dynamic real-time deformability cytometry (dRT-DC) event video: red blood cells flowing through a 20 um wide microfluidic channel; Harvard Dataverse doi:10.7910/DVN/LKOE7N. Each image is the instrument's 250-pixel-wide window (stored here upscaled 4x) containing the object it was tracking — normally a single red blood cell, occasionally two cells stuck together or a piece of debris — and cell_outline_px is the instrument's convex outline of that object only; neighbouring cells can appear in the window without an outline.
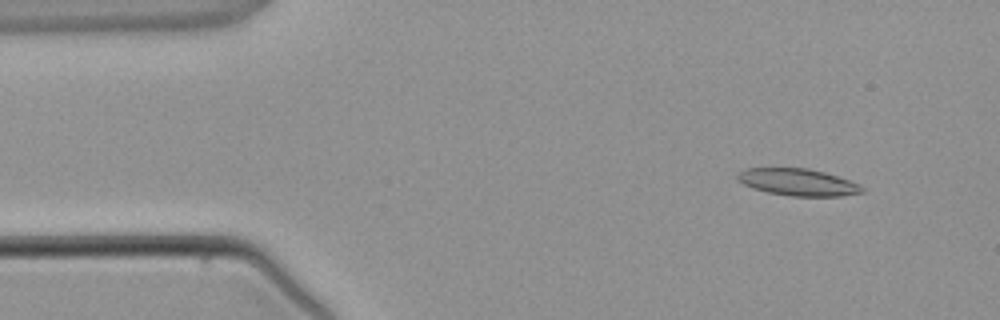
{"species": "common noctule bat (a hibernating species)", "species_latin": "Nyctalus noctula", "temperature_condition": "warm", "stored_images_in_passage": 3, "camera_frame_rate_fps": 3000, "um_per_image_px": 0.085, "animal": {"sex": "male", "body_mass_g": 21.5, "forearm_length_mm": 52.0}, "frame": {"image": 1, "passage_image": 1, "time_ms": 0.0, "image_size_px": [1000, 320], "cell_outline_px": [[864, 192], [840, 196], [792, 196], [768, 192], [752, 188], [736, 180], [736, 176], [740, 172], [748, 168], [808, 168], [824, 172], [860, 184], [864, 188]], "centroid_in_image_um": [67.82, 15.49], "position_along_channel_um": 17.2, "area_um2": 19.48}}